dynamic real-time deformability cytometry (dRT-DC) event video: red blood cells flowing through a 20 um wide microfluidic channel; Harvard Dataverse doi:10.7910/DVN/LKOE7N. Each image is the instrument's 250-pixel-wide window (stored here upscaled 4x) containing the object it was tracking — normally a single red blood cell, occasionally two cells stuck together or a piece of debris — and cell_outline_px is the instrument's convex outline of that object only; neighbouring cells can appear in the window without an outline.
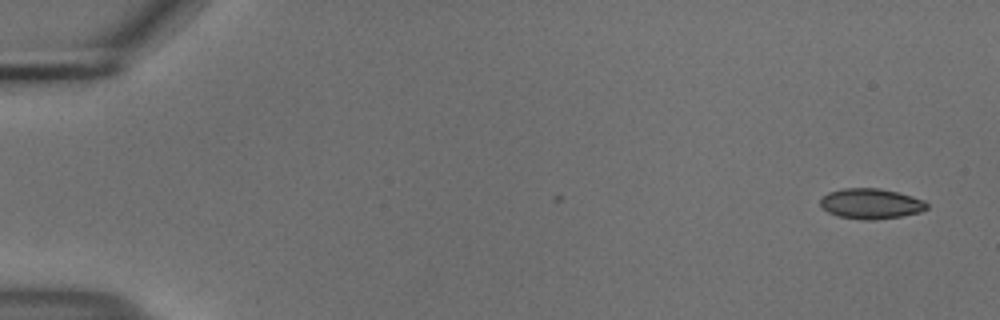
{"species": "common noctule bat (a hibernating species)", "species_latin": "Nyctalus noctula", "temperature_condition": "cold", "stored_images_in_passage": 4, "camera_frame_rate_fps": 3000, "um_per_image_px": 0.085, "animal": {"sex": "male", "body_mass_g": 18.8}, "frame": {"image": 1, "passage_image": 1, "time_ms": 0.0, "image_size_px": [1000, 320], "cell_outline_px": [[928, 208], [920, 212], [900, 216], [872, 220], [864, 220], [836, 216], [828, 212], [820, 204], [820, 200], [828, 192], [844, 188], [880, 188], [912, 196], [924, 200], [928, 204]], "centroid_in_image_um": [74.02, 17.31], "position_along_channel_um": 11.0, "area_um2": 18.79}}